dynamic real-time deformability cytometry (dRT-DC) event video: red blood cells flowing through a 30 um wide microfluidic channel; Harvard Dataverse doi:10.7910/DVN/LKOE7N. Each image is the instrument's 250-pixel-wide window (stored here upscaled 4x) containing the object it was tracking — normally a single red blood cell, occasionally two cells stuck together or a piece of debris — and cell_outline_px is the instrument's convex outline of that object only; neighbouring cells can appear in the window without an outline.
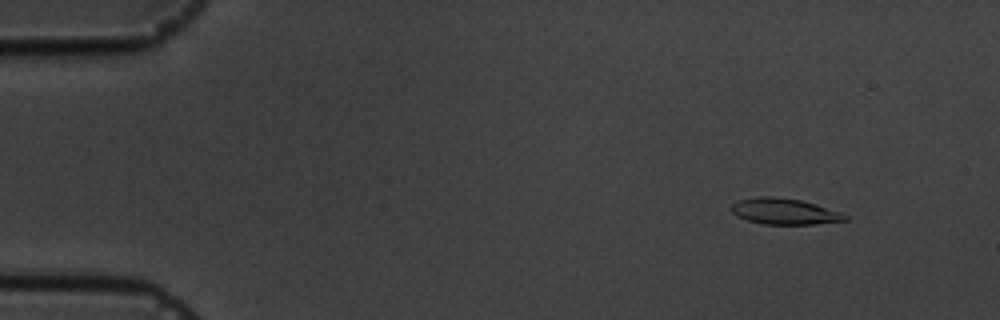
{"species": "common noctule bat (a hibernating species)", "species_latin": "Nyctalus noctula", "temperature_condition": "cold", "stored_images_in_passage": 4, "camera_frame_rate_fps": 3000, "um_per_image_px": 0.085, "animal": {"sex": "male", "body_mass_g": 19.5, "forearm_length_mm": 54.6}, "frame": {"image": 1, "passage_image": 1, "time_ms": 0.0, "image_size_px": [1000, 320], "cell_outline_px": [[848, 220], [816, 224], [764, 224], [748, 220], [736, 216], [732, 212], [732, 204], [740, 200], [756, 196], [772, 196], [800, 200], [816, 204], [840, 212], [848, 216]], "centroid_in_image_um": [66.68, 17.97], "position_along_channel_um": 18.3, "area_um2": 17.17}}
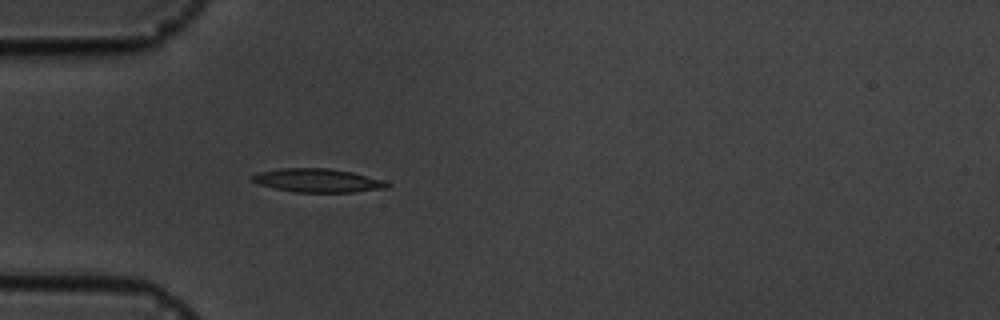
{"frame": {"image": 2, "passage_image": 4, "time_ms": 3.667, "image_size_px": [1000, 320], "cell_outline_px": [[392, 184], [388, 188], [352, 192], [292, 192], [260, 184], [252, 180], [248, 176], [260, 172], [280, 168], [328, 168], [352, 172], [380, 180]], "centroid_in_image_um": [26.98, 15.34], "position_along_channel_um": 58.0, "area_um2": 18.38}}